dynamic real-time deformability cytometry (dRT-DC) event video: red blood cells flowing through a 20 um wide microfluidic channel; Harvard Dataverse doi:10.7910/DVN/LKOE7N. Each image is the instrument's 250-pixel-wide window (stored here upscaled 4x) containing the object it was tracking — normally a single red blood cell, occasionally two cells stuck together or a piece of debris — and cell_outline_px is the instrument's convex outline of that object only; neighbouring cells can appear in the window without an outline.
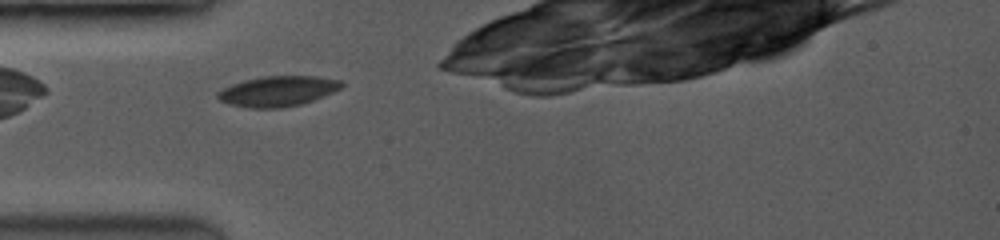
{"species": "common noctule bat (a hibernating species)", "species_latin": "Nyctalus noctula", "temperature_condition": "room temperature", "stored_images_in_passage": 42, "camera_frame_rate_fps": 3500, "um_per_image_px": 0.085, "animal": {"sex": "female", "body_mass_g": 19.0, "forearm_length_mm": 53.3}, "frame": {"image": 1, "passage_image": 4, "time_ms": 0.571, "image_size_px": [1000, 240], "cell_outline_px": [[344, 84], [340, 88], [332, 92], [312, 100], [300, 104], [276, 108], [252, 108], [232, 104], [220, 100], [216, 96], [216, 92], [232, 84], [244, 80], [264, 76], [312, 76], [340, 80]], "centroid_in_image_um": [23.59, 7.74], "position_along_channel_um": 61.4, "area_um2": 21.44}}
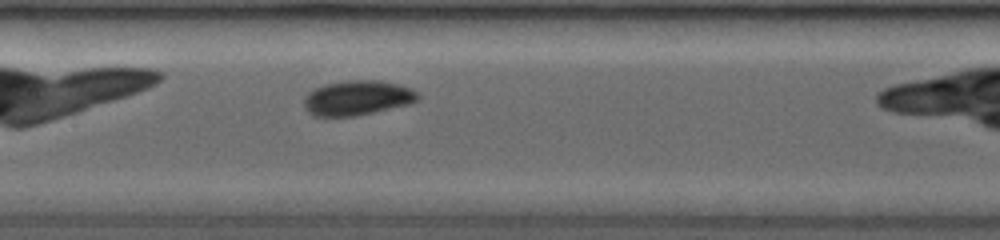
{"frame": {"image": 2, "passage_image": 16, "time_ms": 3.429, "image_size_px": [1000, 240], "cell_outline_px": [[416, 100], [404, 104], [372, 112], [352, 116], [316, 116], [308, 112], [304, 104], [304, 100], [316, 88], [328, 84], [348, 80], [380, 80], [396, 84], [408, 88], [416, 92]], "centroid_in_image_um": [30.33, 8.31], "position_along_channel_um": 177.1, "area_um2": 22.08}}
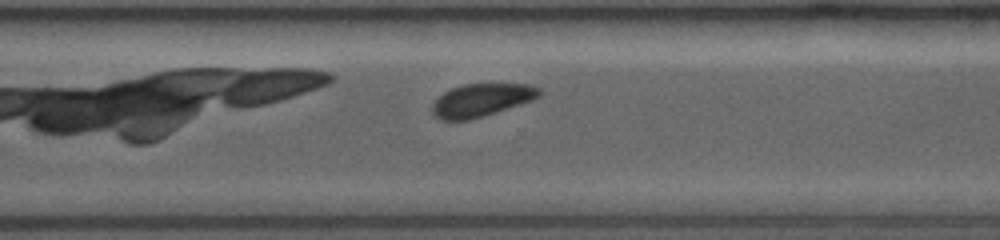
{"frame": {"image": 3, "passage_image": 33, "time_ms": 7.143, "image_size_px": [1000, 240], "cell_outline_px": [[540, 96], [532, 100], [484, 116], [468, 120], [440, 120], [432, 112], [432, 104], [444, 92], [452, 88], [464, 84], [524, 84], [540, 88]], "centroid_in_image_um": [40.9, 8.51], "position_along_channel_um": 329.7, "area_um2": 20.23}}